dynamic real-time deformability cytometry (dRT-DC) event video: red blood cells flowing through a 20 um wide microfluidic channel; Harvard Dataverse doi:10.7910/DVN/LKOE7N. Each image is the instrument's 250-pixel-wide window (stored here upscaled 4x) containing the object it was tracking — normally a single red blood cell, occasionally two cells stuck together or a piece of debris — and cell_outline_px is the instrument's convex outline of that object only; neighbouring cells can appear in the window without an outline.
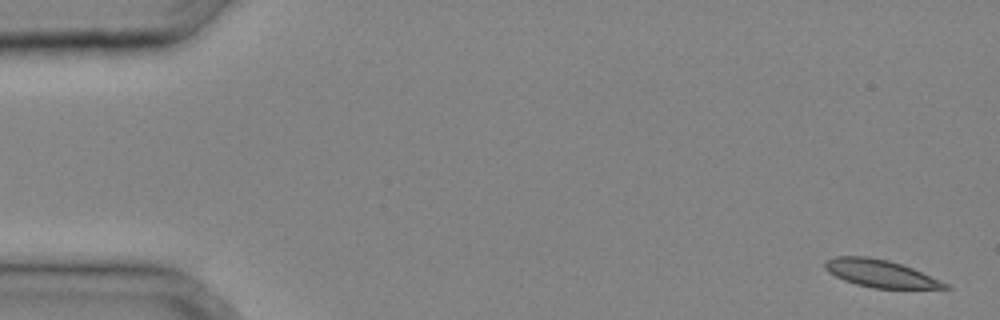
{"species": "common noctule bat (a hibernating species)", "species_latin": "Nyctalus noctula", "temperature_condition": "cold", "stored_images_in_passage": 34, "camera_frame_rate_fps": 3000, "um_per_image_px": 0.085, "animal": {"sex": "male", "body_mass_g": 20.4}, "frame": {"image": 1, "passage_image": 1, "time_ms": 0.0, "image_size_px": [1000, 320], "cell_outline_px": [[952, 288], [872, 288], [856, 284], [844, 280], [828, 272], [824, 268], [824, 260], [836, 256], [868, 256], [888, 260], [912, 268], [948, 284]], "centroid_in_image_um": [74.77, 23.23], "position_along_channel_um": 10.2, "area_um2": 19.02}}
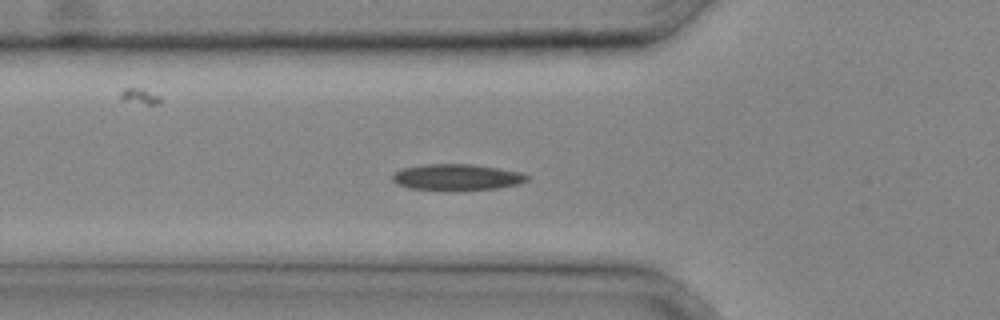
{"frame": {"image": 2, "passage_image": 12, "time_ms": 3.667, "image_size_px": [1000, 320], "cell_outline_px": [[528, 180], [516, 184], [496, 188], [456, 192], [412, 188], [396, 184], [392, 180], [392, 176], [400, 168], [424, 164], [472, 164], [520, 172], [528, 176]], "centroid_in_image_um": [38.78, 15.08], "position_along_channel_um": 87.0, "area_um2": 20.81}}
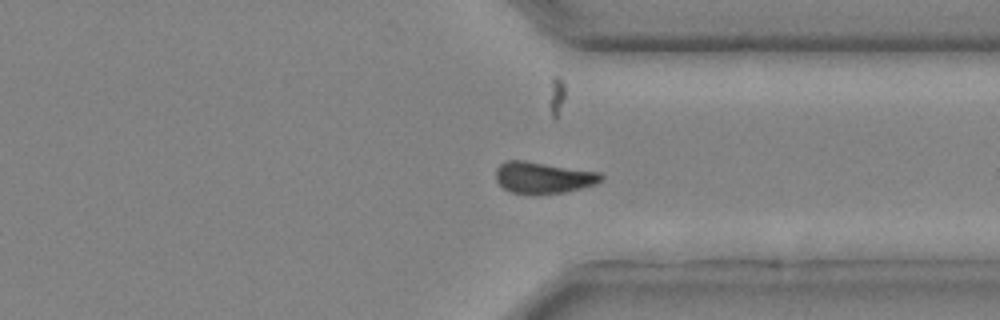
{"frame": {"image": 3, "passage_image": 27, "time_ms": 8.667, "image_size_px": [1000, 320], "cell_outline_px": [[604, 180], [596, 184], [564, 192], [512, 192], [504, 188], [496, 180], [496, 168], [504, 160], [524, 160], [600, 172], [604, 176]], "centroid_in_image_um": [46.2, 15.05], "position_along_channel_um": 365.2, "area_um2": 18.96}}